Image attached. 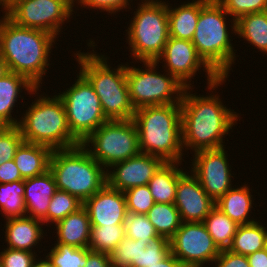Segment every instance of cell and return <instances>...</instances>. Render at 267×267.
<instances>
[{
  "mask_svg": "<svg viewBox=\"0 0 267 267\" xmlns=\"http://www.w3.org/2000/svg\"><path fill=\"white\" fill-rule=\"evenodd\" d=\"M226 79L228 77H220L207 85L208 92L212 93L207 92L205 96L192 94L193 85L184 89L180 103L183 151L191 149L195 153L226 146L224 137L230 136L240 118V114L225 106L216 94V88L224 85Z\"/></svg>",
  "mask_w": 267,
  "mask_h": 267,
  "instance_id": "1",
  "label": "cell"
},
{
  "mask_svg": "<svg viewBox=\"0 0 267 267\" xmlns=\"http://www.w3.org/2000/svg\"><path fill=\"white\" fill-rule=\"evenodd\" d=\"M55 39L46 31L18 26L5 14L0 18V55L9 71L26 77L37 88H42L51 65Z\"/></svg>",
  "mask_w": 267,
  "mask_h": 267,
  "instance_id": "2",
  "label": "cell"
},
{
  "mask_svg": "<svg viewBox=\"0 0 267 267\" xmlns=\"http://www.w3.org/2000/svg\"><path fill=\"white\" fill-rule=\"evenodd\" d=\"M79 72L93 86L99 96L104 115L109 120L133 119L135 109L129 98V88L126 79V64H119L117 68L109 65V57L95 52L76 51ZM108 57V58H107Z\"/></svg>",
  "mask_w": 267,
  "mask_h": 267,
  "instance_id": "3",
  "label": "cell"
},
{
  "mask_svg": "<svg viewBox=\"0 0 267 267\" xmlns=\"http://www.w3.org/2000/svg\"><path fill=\"white\" fill-rule=\"evenodd\" d=\"M133 120L139 134L140 152L165 162H182L180 104L145 106L135 110Z\"/></svg>",
  "mask_w": 267,
  "mask_h": 267,
  "instance_id": "4",
  "label": "cell"
},
{
  "mask_svg": "<svg viewBox=\"0 0 267 267\" xmlns=\"http://www.w3.org/2000/svg\"><path fill=\"white\" fill-rule=\"evenodd\" d=\"M229 16L216 0H209L200 10L191 40L198 55L219 77H229L237 60L230 36L236 35V21ZM229 21L232 23L227 26Z\"/></svg>",
  "mask_w": 267,
  "mask_h": 267,
  "instance_id": "5",
  "label": "cell"
},
{
  "mask_svg": "<svg viewBox=\"0 0 267 267\" xmlns=\"http://www.w3.org/2000/svg\"><path fill=\"white\" fill-rule=\"evenodd\" d=\"M19 118L18 127L24 142L44 145L52 150L73 148L81 142L71 133L64 104L57 95H38ZM45 95V96H44ZM51 97V98H50Z\"/></svg>",
  "mask_w": 267,
  "mask_h": 267,
  "instance_id": "6",
  "label": "cell"
},
{
  "mask_svg": "<svg viewBox=\"0 0 267 267\" xmlns=\"http://www.w3.org/2000/svg\"><path fill=\"white\" fill-rule=\"evenodd\" d=\"M49 170L58 190L72 194L83 203L107 183L106 169L81 144L53 150Z\"/></svg>",
  "mask_w": 267,
  "mask_h": 267,
  "instance_id": "7",
  "label": "cell"
},
{
  "mask_svg": "<svg viewBox=\"0 0 267 267\" xmlns=\"http://www.w3.org/2000/svg\"><path fill=\"white\" fill-rule=\"evenodd\" d=\"M134 10V16L125 30L131 57L136 62L156 61L170 37L168 1L141 0Z\"/></svg>",
  "mask_w": 267,
  "mask_h": 267,
  "instance_id": "8",
  "label": "cell"
},
{
  "mask_svg": "<svg viewBox=\"0 0 267 267\" xmlns=\"http://www.w3.org/2000/svg\"><path fill=\"white\" fill-rule=\"evenodd\" d=\"M140 63H143L141 68L126 64L129 98L133 108L180 104L186 87L170 73L165 71L160 74L156 61Z\"/></svg>",
  "mask_w": 267,
  "mask_h": 267,
  "instance_id": "9",
  "label": "cell"
},
{
  "mask_svg": "<svg viewBox=\"0 0 267 267\" xmlns=\"http://www.w3.org/2000/svg\"><path fill=\"white\" fill-rule=\"evenodd\" d=\"M81 145L106 170L141 153L139 134L133 119L107 120Z\"/></svg>",
  "mask_w": 267,
  "mask_h": 267,
  "instance_id": "10",
  "label": "cell"
},
{
  "mask_svg": "<svg viewBox=\"0 0 267 267\" xmlns=\"http://www.w3.org/2000/svg\"><path fill=\"white\" fill-rule=\"evenodd\" d=\"M72 86L57 95L62 100L71 133L82 143L109 120L93 86L79 72Z\"/></svg>",
  "mask_w": 267,
  "mask_h": 267,
  "instance_id": "11",
  "label": "cell"
},
{
  "mask_svg": "<svg viewBox=\"0 0 267 267\" xmlns=\"http://www.w3.org/2000/svg\"><path fill=\"white\" fill-rule=\"evenodd\" d=\"M73 7L77 8L74 0H16L3 14L18 26L43 30L58 39L62 26L76 13Z\"/></svg>",
  "mask_w": 267,
  "mask_h": 267,
  "instance_id": "12",
  "label": "cell"
},
{
  "mask_svg": "<svg viewBox=\"0 0 267 267\" xmlns=\"http://www.w3.org/2000/svg\"><path fill=\"white\" fill-rule=\"evenodd\" d=\"M170 246L184 267H209L221 252L202 222H182Z\"/></svg>",
  "mask_w": 267,
  "mask_h": 267,
  "instance_id": "13",
  "label": "cell"
},
{
  "mask_svg": "<svg viewBox=\"0 0 267 267\" xmlns=\"http://www.w3.org/2000/svg\"><path fill=\"white\" fill-rule=\"evenodd\" d=\"M156 62L164 64V71L173 75L185 87H192L190 82L200 70L207 74V85L220 78L198 55L192 41L169 37Z\"/></svg>",
  "mask_w": 267,
  "mask_h": 267,
  "instance_id": "14",
  "label": "cell"
},
{
  "mask_svg": "<svg viewBox=\"0 0 267 267\" xmlns=\"http://www.w3.org/2000/svg\"><path fill=\"white\" fill-rule=\"evenodd\" d=\"M225 149L226 147L200 150L193 153L191 160L190 171L214 202L235 186L231 181L235 177L232 173L234 171H231L232 168L227 158L228 153Z\"/></svg>",
  "mask_w": 267,
  "mask_h": 267,
  "instance_id": "15",
  "label": "cell"
},
{
  "mask_svg": "<svg viewBox=\"0 0 267 267\" xmlns=\"http://www.w3.org/2000/svg\"><path fill=\"white\" fill-rule=\"evenodd\" d=\"M164 163L165 161L160 157L140 153L111 165L106 170L107 184L121 192L133 187L147 185Z\"/></svg>",
  "mask_w": 267,
  "mask_h": 267,
  "instance_id": "16",
  "label": "cell"
},
{
  "mask_svg": "<svg viewBox=\"0 0 267 267\" xmlns=\"http://www.w3.org/2000/svg\"><path fill=\"white\" fill-rule=\"evenodd\" d=\"M174 205L180 213L182 222H203L215 202L202 188L191 171L179 177Z\"/></svg>",
  "mask_w": 267,
  "mask_h": 267,
  "instance_id": "17",
  "label": "cell"
},
{
  "mask_svg": "<svg viewBox=\"0 0 267 267\" xmlns=\"http://www.w3.org/2000/svg\"><path fill=\"white\" fill-rule=\"evenodd\" d=\"M83 207L87 210L91 226H112L124 224L127 206L124 192L110 187L107 183Z\"/></svg>",
  "mask_w": 267,
  "mask_h": 267,
  "instance_id": "18",
  "label": "cell"
},
{
  "mask_svg": "<svg viewBox=\"0 0 267 267\" xmlns=\"http://www.w3.org/2000/svg\"><path fill=\"white\" fill-rule=\"evenodd\" d=\"M57 190L50 170L41 175L24 179L26 216L40 219L46 225L48 206Z\"/></svg>",
  "mask_w": 267,
  "mask_h": 267,
  "instance_id": "19",
  "label": "cell"
},
{
  "mask_svg": "<svg viewBox=\"0 0 267 267\" xmlns=\"http://www.w3.org/2000/svg\"><path fill=\"white\" fill-rule=\"evenodd\" d=\"M5 221L3 227L5 231H2L5 234L4 243H7V248L35 252L34 247H39L37 244L46 236L42 229L44 223L40 219L24 216L9 218Z\"/></svg>",
  "mask_w": 267,
  "mask_h": 267,
  "instance_id": "20",
  "label": "cell"
},
{
  "mask_svg": "<svg viewBox=\"0 0 267 267\" xmlns=\"http://www.w3.org/2000/svg\"><path fill=\"white\" fill-rule=\"evenodd\" d=\"M36 88L26 77L11 71L0 78V126L18 125L20 119L12 114L18 98L24 99L20 93L25 89L24 93L27 91L26 94L31 96Z\"/></svg>",
  "mask_w": 267,
  "mask_h": 267,
  "instance_id": "21",
  "label": "cell"
},
{
  "mask_svg": "<svg viewBox=\"0 0 267 267\" xmlns=\"http://www.w3.org/2000/svg\"><path fill=\"white\" fill-rule=\"evenodd\" d=\"M209 0L182 2L173 8L168 3V23L170 37L191 41L193 39L201 8Z\"/></svg>",
  "mask_w": 267,
  "mask_h": 267,
  "instance_id": "22",
  "label": "cell"
},
{
  "mask_svg": "<svg viewBox=\"0 0 267 267\" xmlns=\"http://www.w3.org/2000/svg\"><path fill=\"white\" fill-rule=\"evenodd\" d=\"M250 191L252 188L250 189L246 182L239 187L235 185L215 202V206L238 225L255 222L257 219L249 215L254 204V197Z\"/></svg>",
  "mask_w": 267,
  "mask_h": 267,
  "instance_id": "23",
  "label": "cell"
},
{
  "mask_svg": "<svg viewBox=\"0 0 267 267\" xmlns=\"http://www.w3.org/2000/svg\"><path fill=\"white\" fill-rule=\"evenodd\" d=\"M57 243L74 247L88 248L91 224L87 210L81 207L78 211L67 215L54 226Z\"/></svg>",
  "mask_w": 267,
  "mask_h": 267,
  "instance_id": "24",
  "label": "cell"
},
{
  "mask_svg": "<svg viewBox=\"0 0 267 267\" xmlns=\"http://www.w3.org/2000/svg\"><path fill=\"white\" fill-rule=\"evenodd\" d=\"M52 149L39 144L23 142L13 158L21 176L26 178L41 175L49 170Z\"/></svg>",
  "mask_w": 267,
  "mask_h": 267,
  "instance_id": "25",
  "label": "cell"
},
{
  "mask_svg": "<svg viewBox=\"0 0 267 267\" xmlns=\"http://www.w3.org/2000/svg\"><path fill=\"white\" fill-rule=\"evenodd\" d=\"M181 165L182 162H165L150 179L147 185L155 203H174L178 179L185 172Z\"/></svg>",
  "mask_w": 267,
  "mask_h": 267,
  "instance_id": "26",
  "label": "cell"
},
{
  "mask_svg": "<svg viewBox=\"0 0 267 267\" xmlns=\"http://www.w3.org/2000/svg\"><path fill=\"white\" fill-rule=\"evenodd\" d=\"M236 35L267 55V11L240 17L236 21Z\"/></svg>",
  "mask_w": 267,
  "mask_h": 267,
  "instance_id": "27",
  "label": "cell"
},
{
  "mask_svg": "<svg viewBox=\"0 0 267 267\" xmlns=\"http://www.w3.org/2000/svg\"><path fill=\"white\" fill-rule=\"evenodd\" d=\"M260 220L239 225L228 250L248 256L264 248L267 227Z\"/></svg>",
  "mask_w": 267,
  "mask_h": 267,
  "instance_id": "28",
  "label": "cell"
},
{
  "mask_svg": "<svg viewBox=\"0 0 267 267\" xmlns=\"http://www.w3.org/2000/svg\"><path fill=\"white\" fill-rule=\"evenodd\" d=\"M220 250L231 246L238 224L214 206L202 222Z\"/></svg>",
  "mask_w": 267,
  "mask_h": 267,
  "instance_id": "29",
  "label": "cell"
},
{
  "mask_svg": "<svg viewBox=\"0 0 267 267\" xmlns=\"http://www.w3.org/2000/svg\"><path fill=\"white\" fill-rule=\"evenodd\" d=\"M146 216L155 227L159 236L170 240L180 228L182 220L174 203H155Z\"/></svg>",
  "mask_w": 267,
  "mask_h": 267,
  "instance_id": "30",
  "label": "cell"
},
{
  "mask_svg": "<svg viewBox=\"0 0 267 267\" xmlns=\"http://www.w3.org/2000/svg\"><path fill=\"white\" fill-rule=\"evenodd\" d=\"M0 212L4 220L26 216L24 180L0 183Z\"/></svg>",
  "mask_w": 267,
  "mask_h": 267,
  "instance_id": "31",
  "label": "cell"
},
{
  "mask_svg": "<svg viewBox=\"0 0 267 267\" xmlns=\"http://www.w3.org/2000/svg\"><path fill=\"white\" fill-rule=\"evenodd\" d=\"M125 236L124 224L91 226L88 248L110 254Z\"/></svg>",
  "mask_w": 267,
  "mask_h": 267,
  "instance_id": "32",
  "label": "cell"
},
{
  "mask_svg": "<svg viewBox=\"0 0 267 267\" xmlns=\"http://www.w3.org/2000/svg\"><path fill=\"white\" fill-rule=\"evenodd\" d=\"M83 207V202L72 194L57 190L50 200L47 210V225H55L67 215L78 211Z\"/></svg>",
  "mask_w": 267,
  "mask_h": 267,
  "instance_id": "33",
  "label": "cell"
},
{
  "mask_svg": "<svg viewBox=\"0 0 267 267\" xmlns=\"http://www.w3.org/2000/svg\"><path fill=\"white\" fill-rule=\"evenodd\" d=\"M46 256L54 267H84L86 264V248L74 247L62 243H54Z\"/></svg>",
  "mask_w": 267,
  "mask_h": 267,
  "instance_id": "34",
  "label": "cell"
},
{
  "mask_svg": "<svg viewBox=\"0 0 267 267\" xmlns=\"http://www.w3.org/2000/svg\"><path fill=\"white\" fill-rule=\"evenodd\" d=\"M149 242L131 240L125 236L116 248L110 252L112 267H131L132 263H139V255Z\"/></svg>",
  "mask_w": 267,
  "mask_h": 267,
  "instance_id": "35",
  "label": "cell"
},
{
  "mask_svg": "<svg viewBox=\"0 0 267 267\" xmlns=\"http://www.w3.org/2000/svg\"><path fill=\"white\" fill-rule=\"evenodd\" d=\"M124 230L128 238L131 240L140 239V242H150L159 236L153 224L144 214L128 212L124 222Z\"/></svg>",
  "mask_w": 267,
  "mask_h": 267,
  "instance_id": "36",
  "label": "cell"
},
{
  "mask_svg": "<svg viewBox=\"0 0 267 267\" xmlns=\"http://www.w3.org/2000/svg\"><path fill=\"white\" fill-rule=\"evenodd\" d=\"M171 253L170 240L158 236L152 239L139 255V263H132L131 267H147L157 264Z\"/></svg>",
  "mask_w": 267,
  "mask_h": 267,
  "instance_id": "37",
  "label": "cell"
},
{
  "mask_svg": "<svg viewBox=\"0 0 267 267\" xmlns=\"http://www.w3.org/2000/svg\"><path fill=\"white\" fill-rule=\"evenodd\" d=\"M24 142L18 126H0V165L13 160L17 149Z\"/></svg>",
  "mask_w": 267,
  "mask_h": 267,
  "instance_id": "38",
  "label": "cell"
},
{
  "mask_svg": "<svg viewBox=\"0 0 267 267\" xmlns=\"http://www.w3.org/2000/svg\"><path fill=\"white\" fill-rule=\"evenodd\" d=\"M127 212L146 215L155 204L148 185L130 188L124 192Z\"/></svg>",
  "mask_w": 267,
  "mask_h": 267,
  "instance_id": "39",
  "label": "cell"
},
{
  "mask_svg": "<svg viewBox=\"0 0 267 267\" xmlns=\"http://www.w3.org/2000/svg\"><path fill=\"white\" fill-rule=\"evenodd\" d=\"M237 21L240 17L267 11V0H216Z\"/></svg>",
  "mask_w": 267,
  "mask_h": 267,
  "instance_id": "40",
  "label": "cell"
},
{
  "mask_svg": "<svg viewBox=\"0 0 267 267\" xmlns=\"http://www.w3.org/2000/svg\"><path fill=\"white\" fill-rule=\"evenodd\" d=\"M37 252L3 248L0 252V267H33Z\"/></svg>",
  "mask_w": 267,
  "mask_h": 267,
  "instance_id": "41",
  "label": "cell"
},
{
  "mask_svg": "<svg viewBox=\"0 0 267 267\" xmlns=\"http://www.w3.org/2000/svg\"><path fill=\"white\" fill-rule=\"evenodd\" d=\"M137 1V0H136ZM133 0H74V5L78 4L82 8H91L101 10L100 12H108V15L115 14L124 9H131ZM130 6V7H129ZM123 9V10H122Z\"/></svg>",
  "mask_w": 267,
  "mask_h": 267,
  "instance_id": "42",
  "label": "cell"
},
{
  "mask_svg": "<svg viewBox=\"0 0 267 267\" xmlns=\"http://www.w3.org/2000/svg\"><path fill=\"white\" fill-rule=\"evenodd\" d=\"M212 267H250L247 257L228 249L221 250Z\"/></svg>",
  "mask_w": 267,
  "mask_h": 267,
  "instance_id": "43",
  "label": "cell"
},
{
  "mask_svg": "<svg viewBox=\"0 0 267 267\" xmlns=\"http://www.w3.org/2000/svg\"><path fill=\"white\" fill-rule=\"evenodd\" d=\"M24 180L14 160L4 162L0 165V183H11Z\"/></svg>",
  "mask_w": 267,
  "mask_h": 267,
  "instance_id": "44",
  "label": "cell"
},
{
  "mask_svg": "<svg viewBox=\"0 0 267 267\" xmlns=\"http://www.w3.org/2000/svg\"><path fill=\"white\" fill-rule=\"evenodd\" d=\"M84 267H112L110 255L105 252H95L86 248V264Z\"/></svg>",
  "mask_w": 267,
  "mask_h": 267,
  "instance_id": "45",
  "label": "cell"
},
{
  "mask_svg": "<svg viewBox=\"0 0 267 267\" xmlns=\"http://www.w3.org/2000/svg\"><path fill=\"white\" fill-rule=\"evenodd\" d=\"M246 257L250 267H267V252L264 249L258 250Z\"/></svg>",
  "mask_w": 267,
  "mask_h": 267,
  "instance_id": "46",
  "label": "cell"
},
{
  "mask_svg": "<svg viewBox=\"0 0 267 267\" xmlns=\"http://www.w3.org/2000/svg\"><path fill=\"white\" fill-rule=\"evenodd\" d=\"M147 267H184V266L172 253H170L165 259L161 260L157 264L149 265Z\"/></svg>",
  "mask_w": 267,
  "mask_h": 267,
  "instance_id": "47",
  "label": "cell"
},
{
  "mask_svg": "<svg viewBox=\"0 0 267 267\" xmlns=\"http://www.w3.org/2000/svg\"><path fill=\"white\" fill-rule=\"evenodd\" d=\"M38 257L35 262L33 267H54V265L49 261V259L45 256L44 259L43 257L40 258Z\"/></svg>",
  "mask_w": 267,
  "mask_h": 267,
  "instance_id": "48",
  "label": "cell"
},
{
  "mask_svg": "<svg viewBox=\"0 0 267 267\" xmlns=\"http://www.w3.org/2000/svg\"><path fill=\"white\" fill-rule=\"evenodd\" d=\"M9 72L7 63L4 61L0 55V78Z\"/></svg>",
  "mask_w": 267,
  "mask_h": 267,
  "instance_id": "49",
  "label": "cell"
},
{
  "mask_svg": "<svg viewBox=\"0 0 267 267\" xmlns=\"http://www.w3.org/2000/svg\"><path fill=\"white\" fill-rule=\"evenodd\" d=\"M16 0H3V10H2V13L3 11L5 12V10L13 3L15 2Z\"/></svg>",
  "mask_w": 267,
  "mask_h": 267,
  "instance_id": "50",
  "label": "cell"
},
{
  "mask_svg": "<svg viewBox=\"0 0 267 267\" xmlns=\"http://www.w3.org/2000/svg\"><path fill=\"white\" fill-rule=\"evenodd\" d=\"M263 249L267 252V231H266V235H265V239H264V248Z\"/></svg>",
  "mask_w": 267,
  "mask_h": 267,
  "instance_id": "51",
  "label": "cell"
},
{
  "mask_svg": "<svg viewBox=\"0 0 267 267\" xmlns=\"http://www.w3.org/2000/svg\"><path fill=\"white\" fill-rule=\"evenodd\" d=\"M0 6L3 9V0H0Z\"/></svg>",
  "mask_w": 267,
  "mask_h": 267,
  "instance_id": "52",
  "label": "cell"
}]
</instances>
